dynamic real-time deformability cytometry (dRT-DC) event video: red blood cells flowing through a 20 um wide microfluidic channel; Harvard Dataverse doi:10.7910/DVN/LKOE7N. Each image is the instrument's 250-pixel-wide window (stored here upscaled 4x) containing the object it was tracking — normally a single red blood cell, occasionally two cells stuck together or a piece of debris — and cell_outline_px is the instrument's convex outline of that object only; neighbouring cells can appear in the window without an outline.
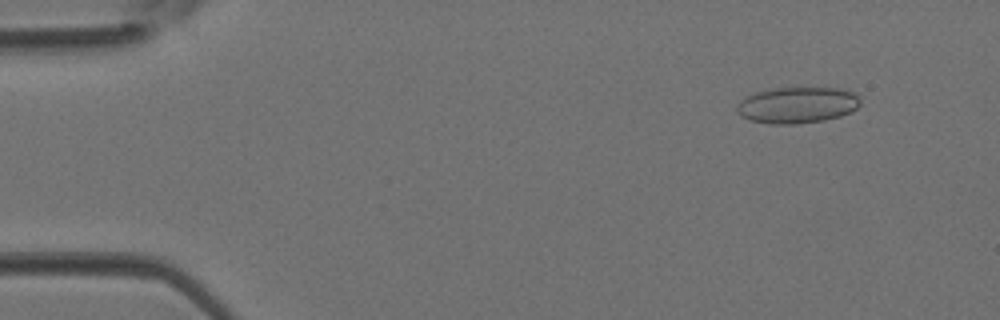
{"species": "Egyptian fruit bat (a non-hibernating species)", "species_latin": "Rousettus aegyptiacus", "temperature_condition": "room temperature", "stored_images_in_passage": 3, "camera_frame_rate_fps": 3000, "um_per_image_px": 0.085, "animal": {"sex": "female"}, "frame": {"image": 1, "passage_image": 1, "time_ms": 0.0, "image_size_px": [1000, 320], "cell_outline_px": [[860, 104], [852, 112], [840, 116], [824, 120], [796, 124], [772, 124], [748, 120], [740, 116], [736, 112], [736, 108], [740, 100], [756, 92], [772, 88], [840, 88], [852, 92], [860, 100]], "centroid_in_image_um": [67.74, 8.94], "position_along_channel_um": 17.3, "area_um2": 26.13}}